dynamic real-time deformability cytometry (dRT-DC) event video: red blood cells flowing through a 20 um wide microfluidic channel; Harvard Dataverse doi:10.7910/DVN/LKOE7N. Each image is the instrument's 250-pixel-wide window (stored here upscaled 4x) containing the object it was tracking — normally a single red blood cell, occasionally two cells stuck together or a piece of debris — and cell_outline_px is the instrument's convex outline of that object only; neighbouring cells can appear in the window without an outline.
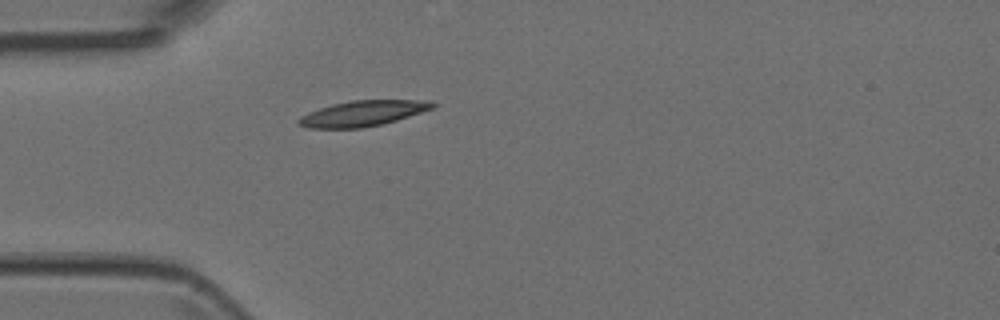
{"species": "Egyptian fruit bat (a non-hibernating species)", "species_latin": "Rousettus aegyptiacus", "temperature_condition": "room temperature", "stored_images_in_passage": 1, "camera_frame_rate_fps": 3000, "um_per_image_px": 0.085, "animal": {"sex": "female"}, "frame": {"image": 1, "passage_image": 1, "time_ms": 0.0, "image_size_px": [1000, 320], "cell_outline_px": [[436, 108], [396, 120], [380, 124], [360, 128], [308, 128], [296, 124], [296, 120], [300, 116], [308, 112], [332, 104], [352, 100], [432, 100], [436, 104]], "centroid_in_image_um": [30.84, 9.63], "position_along_channel_um": 54.2, "area_um2": 20.06}}